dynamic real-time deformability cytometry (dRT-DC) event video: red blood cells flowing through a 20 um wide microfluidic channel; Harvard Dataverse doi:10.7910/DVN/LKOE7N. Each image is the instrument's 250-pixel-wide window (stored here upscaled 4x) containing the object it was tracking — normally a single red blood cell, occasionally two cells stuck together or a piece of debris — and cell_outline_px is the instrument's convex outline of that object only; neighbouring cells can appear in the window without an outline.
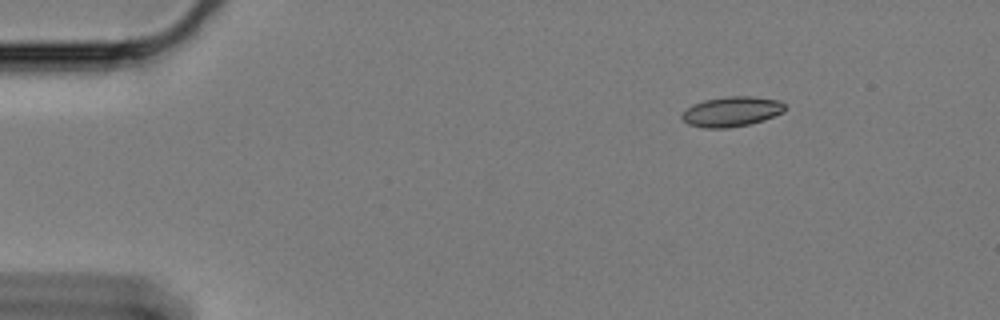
{"species": "Egyptian fruit bat (a non-hibernating species)", "species_latin": "Rousettus aegyptiacus", "temperature_condition": "cold", "stored_images_in_passage": 53, "camera_frame_rate_fps": 3000, "um_per_image_px": 0.085, "animal": {"sex": "female"}, "frame": {"image": 1, "passage_image": 1, "time_ms": 0.0, "image_size_px": [1000, 320], "cell_outline_px": [[784, 112], [764, 120], [748, 124], [724, 128], [704, 128], [688, 124], [680, 116], [688, 108], [704, 100], [728, 96], [752, 96], [780, 100], [784, 104]], "centroid_in_image_um": [62.21, 9.48], "position_along_channel_um": 22.8, "area_um2": 17.8}}
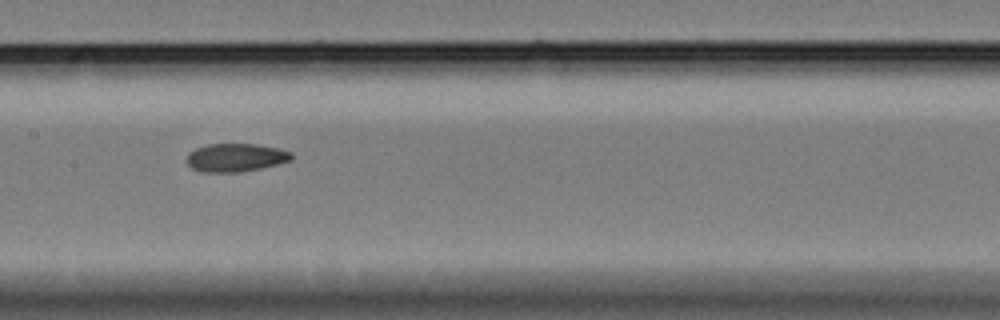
{"frame": {"image": 2, "passage_image": 23, "time_ms": 7.333, "image_size_px": [1000, 320], "cell_outline_px": [[292, 160], [260, 168], [240, 172], [204, 172], [192, 168], [184, 160], [188, 152], [196, 148], [208, 144], [256, 144], [280, 148], [292, 152]], "centroid_in_image_um": [20.01, 13.38], "position_along_channel_um": 187.4, "area_um2": 17.34}}
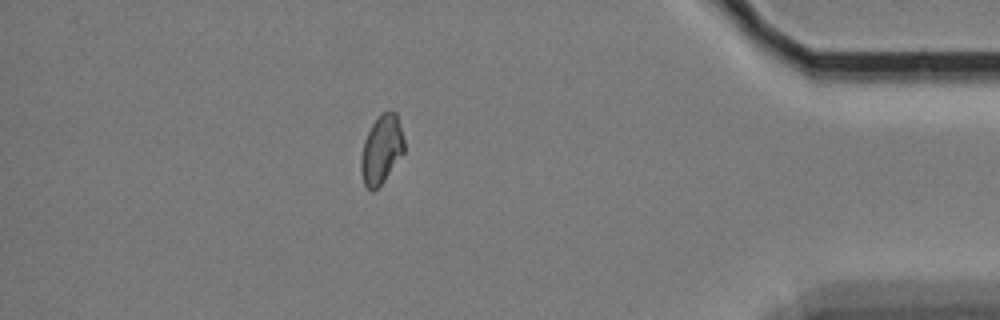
{"frame": {"image": 3, "passage_image": 46, "time_ms": 15.0, "image_size_px": [1000, 320], "cell_outline_px": [[404, 152], [384, 180], [372, 192], [364, 184], [360, 172], [360, 156], [364, 140], [372, 124], [384, 112], [396, 112], [404, 140]], "centroid_in_image_um": [32.4, 12.73], "position_along_channel_um": 402.8, "area_um2": 16.99}, "authors_computed_cell_mechanics": {"area_um2": 17.34, "velocity_mm_per_s": 3.308, "shape_relaxation_time_tau1_ms": null, "shape_relaxation_time_tau2_ms": 5.6196, "deformation_change_tau1": null, "deformation_change_tau2": 0.0974}}